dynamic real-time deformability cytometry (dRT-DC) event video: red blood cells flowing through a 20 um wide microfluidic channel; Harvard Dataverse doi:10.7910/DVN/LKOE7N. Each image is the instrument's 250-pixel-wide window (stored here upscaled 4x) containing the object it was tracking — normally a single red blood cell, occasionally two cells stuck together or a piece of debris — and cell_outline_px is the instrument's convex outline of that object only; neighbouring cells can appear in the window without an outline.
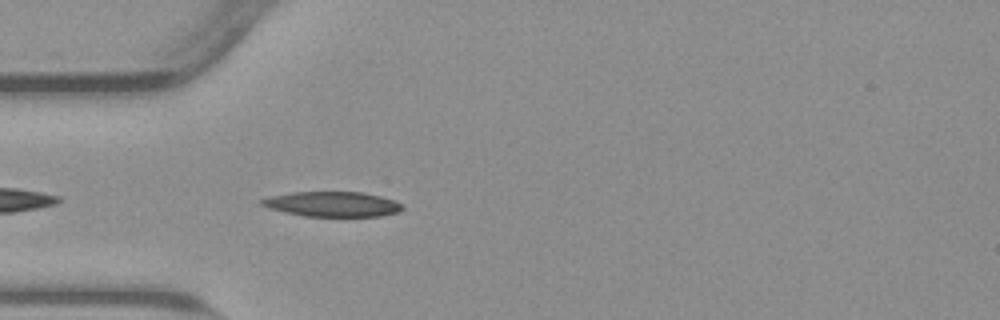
{"species": "common noctule bat (a hibernating species)", "species_latin": "Nyctalus noctula", "temperature_condition": "warm", "stored_images_in_passage": 24, "camera_frame_rate_fps": 3000, "um_per_image_px": 0.085, "animal": {"sex": "male", "body_mass_g": 23.1, "forearm_length_mm": 52.7}, "frame": {"image": 1, "passage_image": 3, "time_ms": 0.667, "image_size_px": [1000, 320], "cell_outline_px": [[404, 208], [400, 212], [380, 216], [304, 216], [284, 212], [268, 208], [260, 204], [260, 200], [268, 196], [292, 192], [364, 192], [380, 196], [392, 200], [400, 204]], "centroid_in_image_um": [28.22, 17.35], "position_along_channel_um": 56.8, "area_um2": 20.52}}
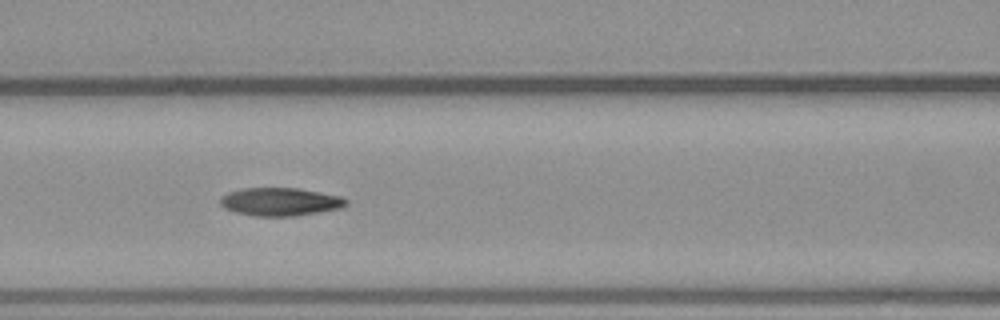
{"frame": {"image": 2, "passage_image": 10, "time_ms": 3.0, "image_size_px": [1000, 320], "cell_outline_px": [[348, 204], [340, 208], [296, 216], [256, 216], [236, 212], [224, 208], [220, 204], [220, 196], [228, 192], [240, 188], [296, 188], [320, 192], [340, 196], [348, 200]], "centroid_in_image_um": [23.79, 17.14], "position_along_channel_um": 142.8, "area_um2": 20.63}}
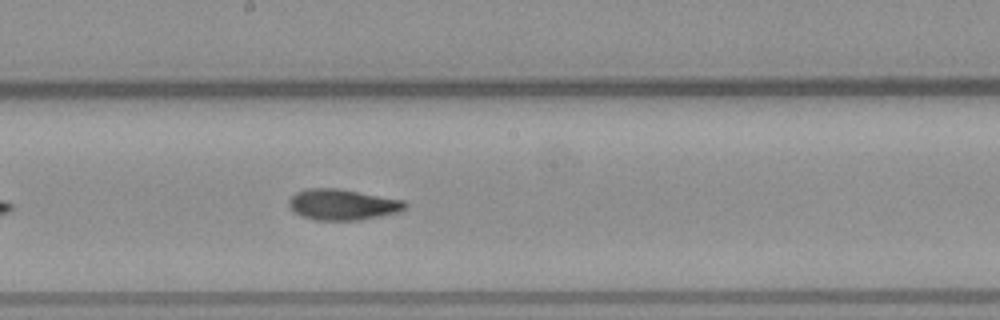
{"frame": {"image": 3, "passage_image": 16, "time_ms": 5.0, "image_size_px": [1000, 320], "cell_outline_px": [[408, 204], [400, 212], [360, 220], [316, 220], [300, 216], [288, 204], [288, 200], [296, 192], [308, 188], [340, 188], [404, 200]], "centroid_in_image_um": [29.13, 17.38], "position_along_channel_um": 219.1, "area_um2": 20.98}}